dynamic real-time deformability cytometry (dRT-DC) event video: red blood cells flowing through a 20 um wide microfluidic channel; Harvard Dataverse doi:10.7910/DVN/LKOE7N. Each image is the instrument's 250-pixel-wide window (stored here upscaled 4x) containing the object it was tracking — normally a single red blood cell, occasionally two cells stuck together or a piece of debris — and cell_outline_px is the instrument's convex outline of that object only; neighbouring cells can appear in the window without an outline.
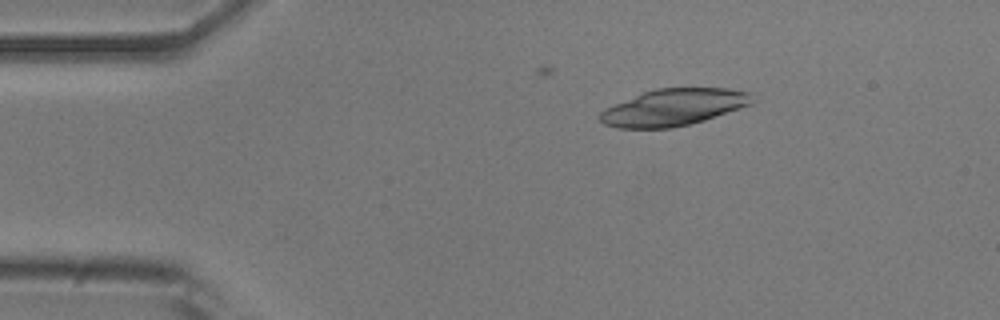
{"species": "common noctule bat (a hibernating species)", "species_latin": "Nyctalus noctula", "temperature_condition": "room temperature", "stored_images_in_passage": 9, "camera_frame_rate_fps": 3000, "um_per_image_px": 0.085, "animal": {"sex": "male", "body_mass_g": 20.5, "forearm_length_mm": 52.5}, "frame": {"image": 1, "passage_image": 2, "time_ms": 0.333, "image_size_px": [1000, 320], "cell_outline_px": [[752, 104], [704, 120], [672, 128], [616, 128], [604, 124], [600, 120], [600, 112], [604, 108], [644, 92], [656, 88], [728, 88], [752, 92]], "centroid_in_image_um": [57.26, 9.12], "position_along_channel_um": 27.7, "area_um2": 32.48}}